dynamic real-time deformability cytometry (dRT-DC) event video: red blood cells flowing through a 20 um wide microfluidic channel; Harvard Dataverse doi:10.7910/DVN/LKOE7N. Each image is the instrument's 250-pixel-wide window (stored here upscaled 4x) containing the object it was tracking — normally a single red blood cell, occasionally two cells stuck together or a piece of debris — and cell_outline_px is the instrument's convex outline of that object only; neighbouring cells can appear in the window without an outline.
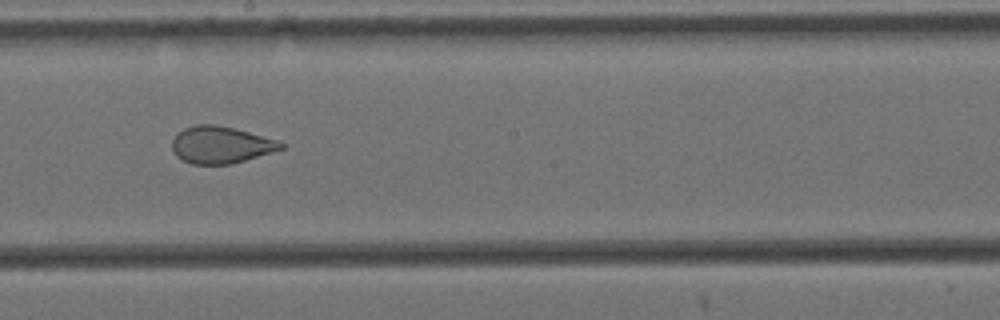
{"species": "Egyptian fruit bat (a non-hibernating species)", "species_latin": "Rousettus aegyptiacus", "temperature_condition": "cold", "stored_images_in_passage": 9, "camera_frame_rate_fps": 3000, "um_per_image_px": 0.085, "animal": {"sex": "female"}, "frame": {"image": 1, "passage_image": 8, "time_ms": 2.333, "image_size_px": [1000, 320], "cell_outline_px": [[284, 148], [232, 164], [192, 164], [176, 156], [172, 152], [172, 140], [184, 128], [196, 124], [216, 124], [280, 140], [284, 144]], "centroid_in_image_um": [18.76, 12.31], "position_along_channel_um": 229.4, "area_um2": 23.35}}
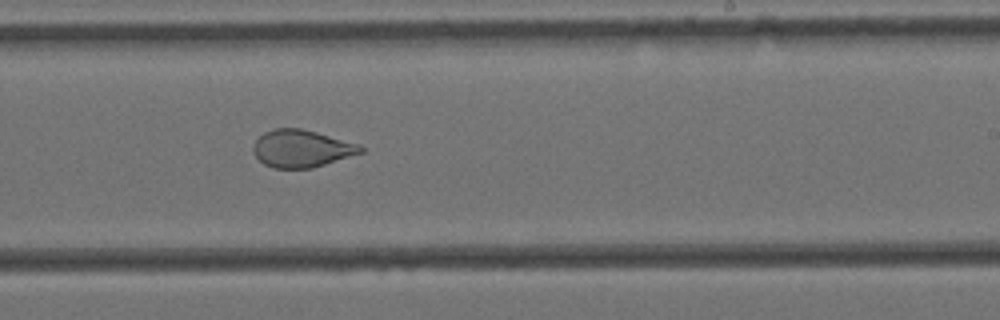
{"frame": {"image": 2, "passage_image": 9, "time_ms": 2.667, "image_size_px": [1000, 320], "cell_outline_px": [[364, 152], [312, 168], [272, 168], [264, 164], [252, 152], [252, 148], [256, 140], [264, 132], [276, 128], [300, 128], [316, 132], [360, 144], [364, 148]], "centroid_in_image_um": [25.63, 12.63], "position_along_channel_um": 263.4, "area_um2": 23.35}}